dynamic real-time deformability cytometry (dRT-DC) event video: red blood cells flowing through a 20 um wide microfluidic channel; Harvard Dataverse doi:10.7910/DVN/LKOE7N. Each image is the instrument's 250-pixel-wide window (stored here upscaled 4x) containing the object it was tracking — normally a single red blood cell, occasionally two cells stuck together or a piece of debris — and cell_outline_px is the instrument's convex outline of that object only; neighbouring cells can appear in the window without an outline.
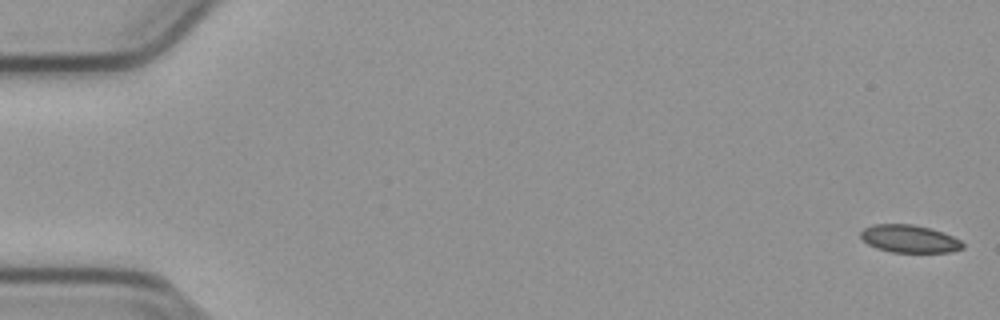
{"species": "common noctule bat (a hibernating species)", "species_latin": "Nyctalus noctula", "temperature_condition": "cold", "stored_images_in_passage": 54, "camera_frame_rate_fps": 3000, "um_per_image_px": 0.085, "animal": {"sex": "male", "body_mass_g": 23.1, "forearm_length_mm": 52.7}, "frame": {"image": 1, "passage_image": 1, "time_ms": 0.0, "image_size_px": [1000, 320], "cell_outline_px": [[964, 248], [948, 252], [892, 252], [876, 248], [868, 244], [860, 236], [860, 232], [864, 228], [872, 224], [912, 224], [944, 232], [960, 240], [964, 244]], "centroid_in_image_um": [77.29, 20.29], "position_along_channel_um": 7.7, "area_um2": 16.42}}
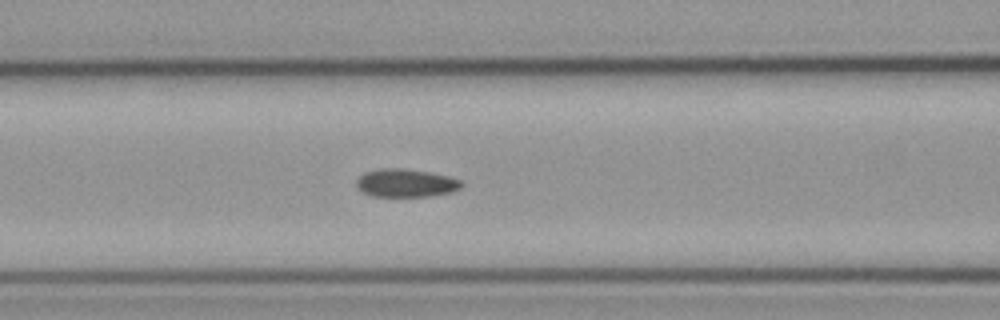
{"frame": {"image": 2, "passage_image": 23, "time_ms": 7.333, "image_size_px": [1000, 320], "cell_outline_px": [[464, 184], [460, 188], [452, 192], [428, 196], [372, 196], [360, 192], [356, 188], [356, 180], [364, 172], [380, 168], [400, 168], [432, 172], [464, 180]], "centroid_in_image_um": [34.49, 15.55], "position_along_channel_um": 132.1, "area_um2": 17.51}}
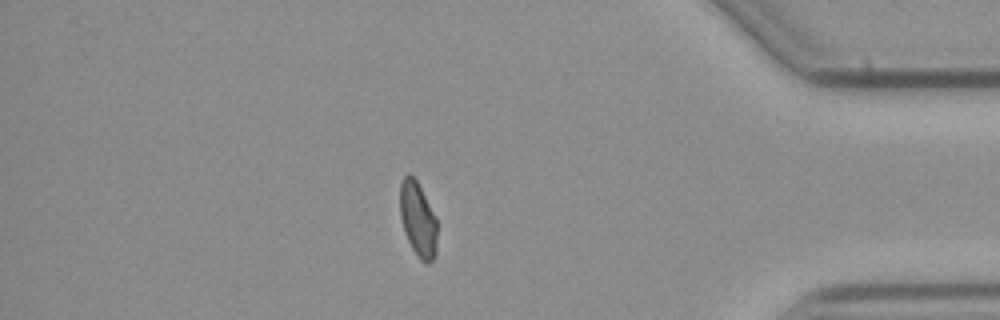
{"frame": {"image": 3, "passage_image": 47, "time_ms": 15.333, "image_size_px": [1000, 320], "cell_outline_px": [[436, 252], [432, 260], [428, 264], [420, 260], [412, 248], [404, 232], [400, 216], [400, 180], [408, 172], [416, 180], [436, 216]], "centroid_in_image_um": [35.51, 18.63], "position_along_channel_um": 399.7, "area_um2": 16.18}, "authors_computed_cell_mechanics": {"area_um2": 17.1666, "velocity_mm_per_s": 3.8084, "shape_relaxation_time_tau1_ms": null, "shape_relaxation_time_tau2_ms": 4.3805, "deformation_change_tau1": null, "deformation_change_tau2": 0.0803}}